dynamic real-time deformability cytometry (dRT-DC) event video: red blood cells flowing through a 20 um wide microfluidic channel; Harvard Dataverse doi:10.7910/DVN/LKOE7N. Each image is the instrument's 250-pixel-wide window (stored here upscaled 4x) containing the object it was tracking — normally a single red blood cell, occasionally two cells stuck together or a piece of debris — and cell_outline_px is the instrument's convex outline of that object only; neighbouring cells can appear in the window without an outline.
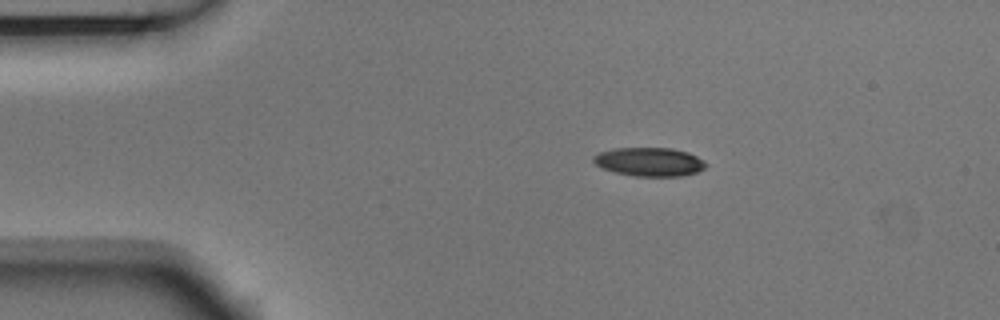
{"species": "Egyptian fruit bat (a non-hibernating species)", "species_latin": "Rousettus aegyptiacus", "temperature_condition": "room temperature", "stored_images_in_passage": 2, "camera_frame_rate_fps": 3000, "um_per_image_px": 0.085, "animal": {"sex": "male"}, "frame": {"image": 1, "passage_image": 1, "time_ms": 0.0, "image_size_px": [1000, 320], "cell_outline_px": [[708, 164], [704, 168], [696, 172], [684, 176], [632, 176], [600, 168], [592, 160], [592, 156], [596, 152], [612, 148], [672, 148], [688, 152], [704, 160]], "centroid_in_image_um": [55.16, 13.75], "position_along_channel_um": 29.8, "area_um2": 19.07}}